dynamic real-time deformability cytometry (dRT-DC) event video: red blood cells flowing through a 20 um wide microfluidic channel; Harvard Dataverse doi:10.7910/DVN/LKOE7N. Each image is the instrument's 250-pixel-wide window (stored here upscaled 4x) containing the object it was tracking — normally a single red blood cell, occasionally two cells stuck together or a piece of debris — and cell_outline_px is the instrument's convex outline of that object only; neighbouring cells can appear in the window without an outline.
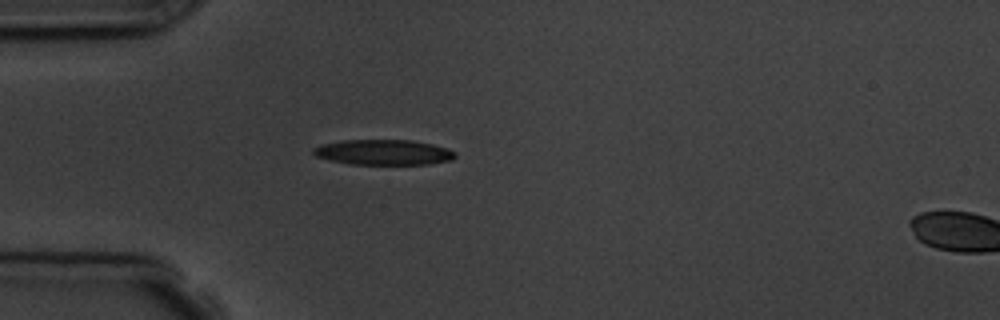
{"species": "common noctule bat (a hibernating species)", "species_latin": "Nyctalus noctula", "temperature_condition": "room temperature", "stored_images_in_passage": 1, "camera_frame_rate_fps": 3000, "um_per_image_px": 0.085, "animal": {"sex": "male", "body_mass_g": 19.5, "forearm_length_mm": 54.6}, "frame": {"image": 1, "passage_image": 1, "time_ms": 0.0, "image_size_px": [1000, 320], "cell_outline_px": [[456, 156], [452, 160], [428, 164], [352, 164], [332, 160], [316, 156], [312, 152], [312, 148], [320, 144], [344, 140], [412, 140], [432, 144], [448, 148], [456, 152]], "centroid_in_image_um": [32.62, 12.93], "position_along_channel_um": 52.4, "area_um2": 20.92}}